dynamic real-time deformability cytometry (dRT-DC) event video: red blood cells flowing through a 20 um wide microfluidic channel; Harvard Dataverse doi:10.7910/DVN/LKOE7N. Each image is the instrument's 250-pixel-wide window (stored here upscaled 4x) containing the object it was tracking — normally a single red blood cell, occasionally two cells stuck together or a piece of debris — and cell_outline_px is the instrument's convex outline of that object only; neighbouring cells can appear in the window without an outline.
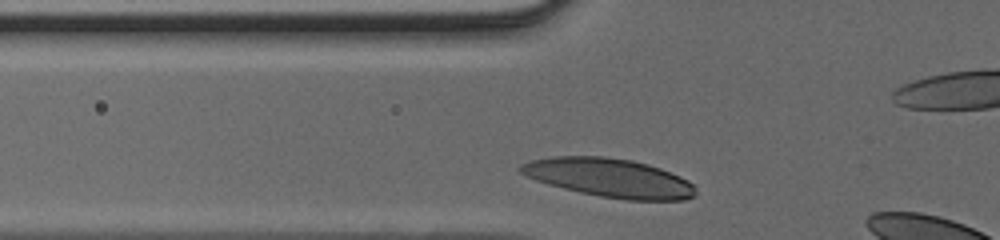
{"species": "human", "species_latin": "Homo sapiens", "temperature_condition": "cold", "stored_images_in_passage": 35, "camera_frame_rate_fps": 3000, "um_per_image_px": 0.085, "donor": {"sex": "male"}, "frame": {"image": 1, "passage_image": 13, "time_ms": 4.0, "image_size_px": [1000, 240], "cell_outline_px": [[696, 196], [684, 200], [628, 200], [600, 196], [580, 192], [548, 184], [524, 176], [516, 168], [520, 164], [532, 160], [552, 156], [604, 156], [632, 160], [648, 164], [660, 168], [680, 176], [688, 180], [696, 188]], "centroid_in_image_um": [51.79, 15.11], "position_along_channel_um": 74.0, "area_um2": 39.65}}
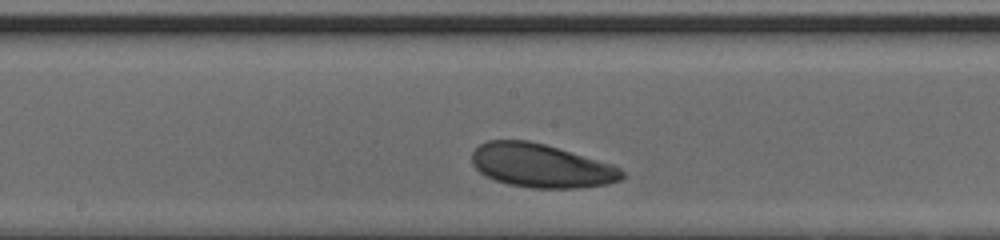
{"frame": {"image": 2, "passage_image": 22, "time_ms": 7.0, "image_size_px": [1000, 240], "cell_outline_px": [[624, 176], [620, 180], [608, 184], [576, 188], [532, 188], [508, 184], [484, 176], [472, 164], [472, 152], [480, 144], [488, 140], [528, 140], [544, 144], [612, 164], [620, 168], [624, 172]], "centroid_in_image_um": [45.98, 14.09], "position_along_channel_um": 202.2, "area_um2": 38.09}}
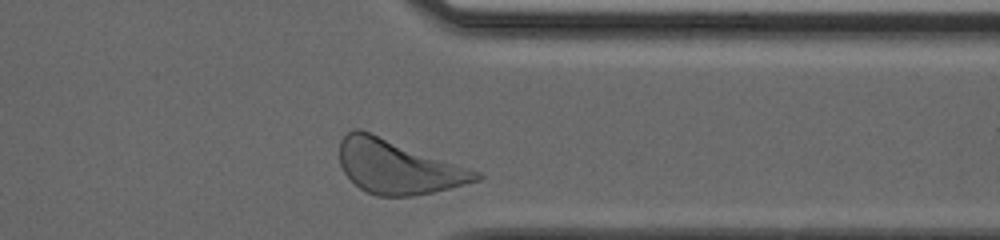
{"frame": {"image": 3, "passage_image": 34, "time_ms": 11.0, "image_size_px": [1000, 240], "cell_outline_px": [[484, 176], [480, 180], [432, 192], [412, 196], [376, 196], [360, 188], [344, 172], [340, 164], [340, 140], [348, 132], [356, 128], [360, 128], [480, 172]], "centroid_in_image_um": [33.8, 14.18], "position_along_channel_um": 377.6, "area_um2": 42.37}}